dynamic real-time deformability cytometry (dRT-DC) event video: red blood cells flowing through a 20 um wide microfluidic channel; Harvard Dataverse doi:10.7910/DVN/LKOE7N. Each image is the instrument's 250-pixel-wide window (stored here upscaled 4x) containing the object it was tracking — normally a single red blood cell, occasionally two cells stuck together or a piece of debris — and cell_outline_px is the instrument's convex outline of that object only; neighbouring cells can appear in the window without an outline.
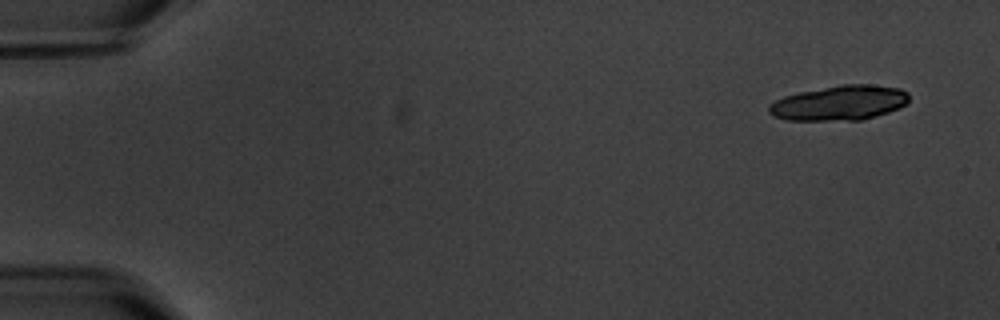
{"species": "common noctule bat (a hibernating species)", "species_latin": "Nyctalus noctula", "temperature_condition": "warm", "stored_images_in_passage": 4, "camera_frame_rate_fps": 3000, "um_per_image_px": 0.085, "animal": {"sex": "male", "body_mass_g": 20.1, "forearm_length_mm": 53.5}, "frame": {"image": 1, "passage_image": 1, "time_ms": 0.0, "image_size_px": [1000, 320], "cell_outline_px": [[908, 100], [900, 108], [888, 112], [860, 120], [788, 120], [772, 116], [768, 112], [768, 104], [784, 96], [800, 92], [840, 84], [872, 84], [900, 88], [908, 92]], "centroid_in_image_um": [71.34, 8.74], "position_along_channel_um": 13.7, "area_um2": 28.5}}